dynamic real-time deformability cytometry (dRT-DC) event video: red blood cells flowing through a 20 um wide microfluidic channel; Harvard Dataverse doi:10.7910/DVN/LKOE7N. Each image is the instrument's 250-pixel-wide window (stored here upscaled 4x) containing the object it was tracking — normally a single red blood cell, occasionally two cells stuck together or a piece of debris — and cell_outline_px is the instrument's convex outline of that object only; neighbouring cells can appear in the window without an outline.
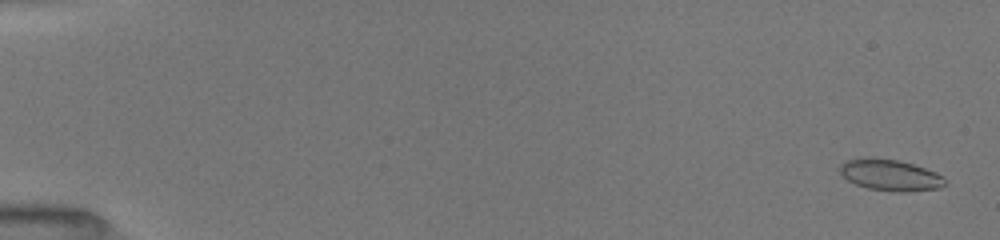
{"species": "common noctule bat (a hibernating species)", "species_latin": "Nyctalus noctula", "temperature_condition": "room temperature", "stored_images_in_passage": 52, "camera_frame_rate_fps": 3000, "um_per_image_px": 0.085, "animal": {"sex": "female", "body_mass_g": 19.5, "forearm_length_mm": 54.1}, "frame": {"image": 1, "passage_image": 2, "time_ms": 0.333, "image_size_px": [1000, 240], "cell_outline_px": [[948, 184], [940, 188], [904, 192], [900, 192], [868, 188], [856, 184], [848, 180], [836, 168], [844, 160], [868, 156], [872, 156], [896, 160], [912, 164], [936, 172], [944, 176], [948, 180]], "centroid_in_image_um": [75.67, 14.86], "position_along_channel_um": 9.3, "area_um2": 19.54}}
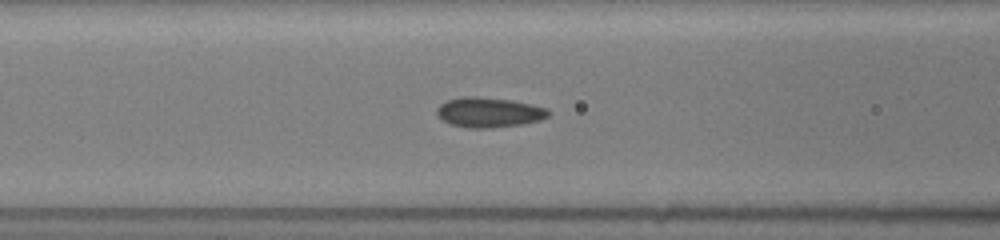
{"frame": {"image": 2, "passage_image": 23, "time_ms": 7.333, "image_size_px": [1000, 240], "cell_outline_px": [[552, 112], [548, 116], [540, 120], [520, 124], [492, 128], [468, 128], [452, 124], [444, 120], [436, 112], [436, 108], [440, 104], [448, 100], [464, 96], [476, 96], [512, 100], [548, 108]], "centroid_in_image_um": [41.59, 9.54], "position_along_channel_um": 125.0, "area_um2": 19.42}}
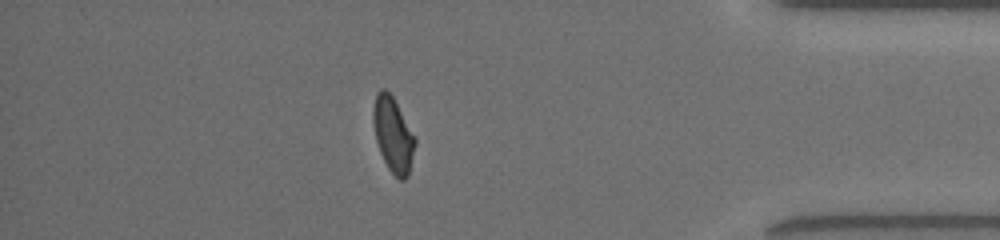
{"frame": {"image": 3, "passage_image": 46, "time_ms": 15.0, "image_size_px": [1000, 240], "cell_outline_px": [[416, 144], [408, 176], [404, 180], [400, 180], [388, 168], [380, 152], [376, 140], [372, 120], [372, 108], [376, 92], [380, 88], [384, 88], [392, 96], [416, 136]], "centroid_in_image_um": [33.41, 11.42], "position_along_channel_um": 401.8, "area_um2": 18.44}, "authors_computed_cell_mechanics": {"area_um2": 18.6694, "velocity_mm_per_s": 4.0194, "shape_relaxation_time_tau1_ms": 5.1351, "shape_relaxation_time_tau2_ms": 1.3784, "deformation_change_tau1": 0.1264, "deformation_change_tau2": 0.0561}}